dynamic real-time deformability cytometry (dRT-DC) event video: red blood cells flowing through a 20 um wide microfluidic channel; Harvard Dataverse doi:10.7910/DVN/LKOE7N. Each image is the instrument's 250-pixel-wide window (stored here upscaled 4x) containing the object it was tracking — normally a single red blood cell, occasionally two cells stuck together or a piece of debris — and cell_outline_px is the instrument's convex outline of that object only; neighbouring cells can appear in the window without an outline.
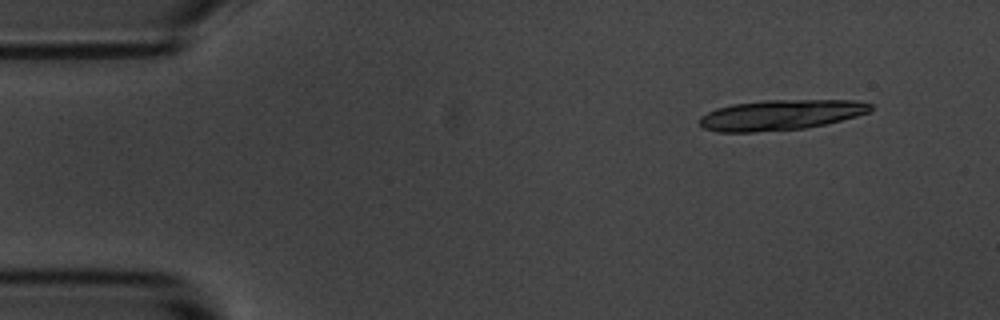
{"species": "common noctule bat (a hibernating species)", "species_latin": "Nyctalus noctula", "temperature_condition": "room temperature", "stored_images_in_passage": 5, "camera_frame_rate_fps": 3000, "um_per_image_px": 0.085, "animal": {"sex": "male", "body_mass_g": 20.1, "forearm_length_mm": 53.5}, "frame": {"image": 1, "passage_image": 1, "time_ms": 0.0, "image_size_px": [1000, 320], "cell_outline_px": [[872, 108], [868, 112], [856, 116], [824, 124], [804, 128], [756, 132], [716, 132], [704, 128], [700, 124], [700, 116], [716, 108], [732, 104], [764, 100], [852, 100], [872, 104]], "centroid_in_image_um": [66.31, 9.76], "position_along_channel_um": 18.7, "area_um2": 30.06}}